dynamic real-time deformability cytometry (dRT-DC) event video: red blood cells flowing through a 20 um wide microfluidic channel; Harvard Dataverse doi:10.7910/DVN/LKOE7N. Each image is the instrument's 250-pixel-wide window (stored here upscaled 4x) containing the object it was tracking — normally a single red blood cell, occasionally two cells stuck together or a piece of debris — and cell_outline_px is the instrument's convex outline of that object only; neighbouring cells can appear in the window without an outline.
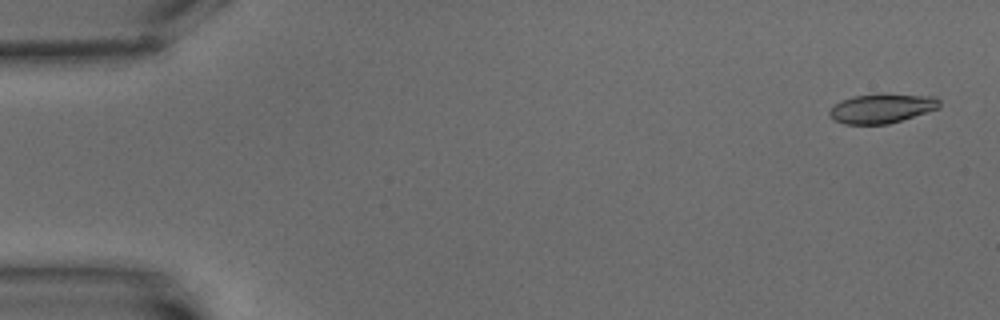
{"species": "common noctule bat (a hibernating species)", "species_latin": "Nyctalus noctula", "temperature_condition": "warm", "stored_images_in_passage": 5, "camera_frame_rate_fps": 3000, "um_per_image_px": 0.085, "animal": {"sex": "male", "body_mass_g": 15.6}, "frame": {"image": 1, "passage_image": 1, "time_ms": 0.0, "image_size_px": [1000, 320], "cell_outline_px": [[940, 108], [888, 124], [844, 124], [828, 116], [828, 112], [840, 100], [852, 96], [936, 96], [940, 100]], "centroid_in_image_um": [74.93, 9.25], "position_along_channel_um": 10.1, "area_um2": 18.09}}
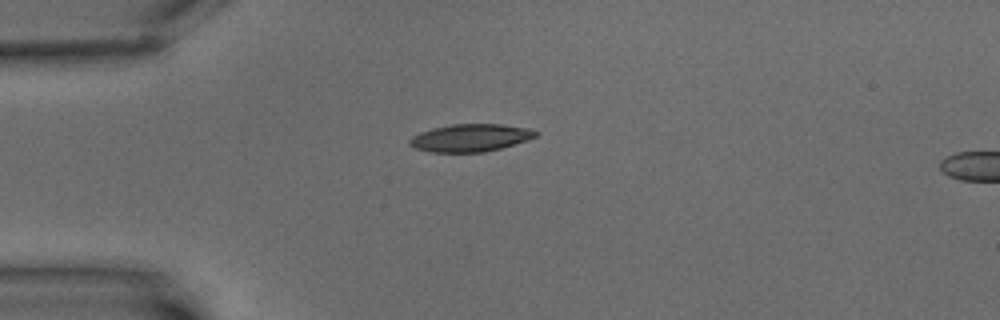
{"frame": {"image": 2, "passage_image": 4, "time_ms": 4.667, "image_size_px": [1000, 320], "cell_outline_px": [[536, 136], [528, 140], [500, 148], [484, 152], [428, 152], [416, 148], [408, 144], [408, 140], [412, 136], [420, 132], [432, 128], [452, 124], [500, 124], [528, 128], [536, 132]], "centroid_in_image_um": [39.93, 11.71], "position_along_channel_um": 45.1, "area_um2": 20.17}}